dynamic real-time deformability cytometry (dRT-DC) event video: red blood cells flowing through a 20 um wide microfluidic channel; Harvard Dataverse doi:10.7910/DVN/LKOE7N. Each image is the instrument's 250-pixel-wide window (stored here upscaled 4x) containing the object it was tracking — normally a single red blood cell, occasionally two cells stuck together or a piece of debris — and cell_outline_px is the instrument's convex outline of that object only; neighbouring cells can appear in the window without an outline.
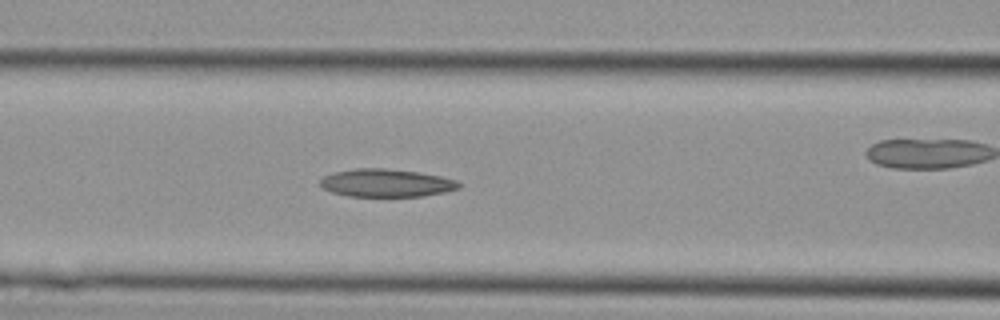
{"species": "Egyptian fruit bat (a non-hibernating species)", "species_latin": "Rousettus aegyptiacus", "temperature_condition": "cold", "stored_images_in_passage": 24, "camera_frame_rate_fps": 3000, "um_per_image_px": 0.085, "animal": {"sex": "female"}, "frame": {"image": 1, "passage_image": 8, "time_ms": 2.333, "image_size_px": [1000, 320], "cell_outline_px": [[464, 184], [460, 188], [444, 192], [424, 196], [348, 196], [332, 192], [324, 188], [320, 184], [320, 180], [324, 176], [332, 172], [356, 168], [384, 168], [420, 172], [440, 176], [456, 180]], "centroid_in_image_um": [32.86, 15.54], "position_along_channel_um": 133.7, "area_um2": 22.66}}
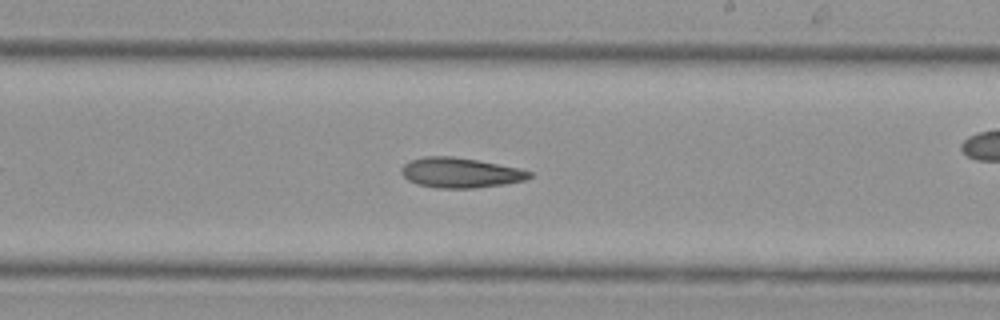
{"frame": {"image": 2, "passage_image": 14, "time_ms": 4.333, "image_size_px": [1000, 320], "cell_outline_px": [[532, 176], [524, 180], [504, 184], [472, 188], [440, 188], [416, 184], [408, 180], [400, 172], [400, 168], [404, 164], [412, 160], [424, 156], [452, 156], [476, 160], [520, 168], [532, 172]], "centroid_in_image_um": [39.11, 14.68], "position_along_channel_um": 249.9, "area_um2": 22.31}}